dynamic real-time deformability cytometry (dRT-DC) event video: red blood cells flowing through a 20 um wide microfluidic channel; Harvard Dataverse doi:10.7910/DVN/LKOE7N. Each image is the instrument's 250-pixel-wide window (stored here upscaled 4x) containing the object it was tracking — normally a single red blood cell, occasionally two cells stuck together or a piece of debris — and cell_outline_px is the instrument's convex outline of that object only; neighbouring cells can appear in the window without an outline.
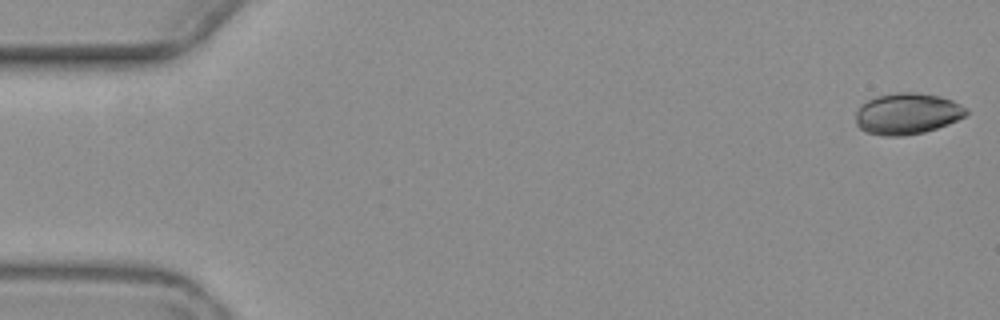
{"species": "common noctule bat (a hibernating species)", "species_latin": "Nyctalus noctula", "temperature_condition": "warm", "stored_images_in_passage": 7, "camera_frame_rate_fps": 3000, "um_per_image_px": 0.085, "animal": {"sex": "female", "body_mass_g": 19.3, "forearm_length_mm": 54.1}, "frame": {"image": 1, "passage_image": 1, "time_ms": 0.0, "image_size_px": [1000, 320], "cell_outline_px": [[968, 112], [964, 116], [948, 124], [924, 132], [904, 136], [884, 136], [864, 132], [856, 124], [856, 112], [868, 100], [876, 96], [896, 92], [916, 92], [940, 96], [952, 100], [968, 108]], "centroid_in_image_um": [77.11, 9.66], "position_along_channel_um": 7.9, "area_um2": 26.59}}
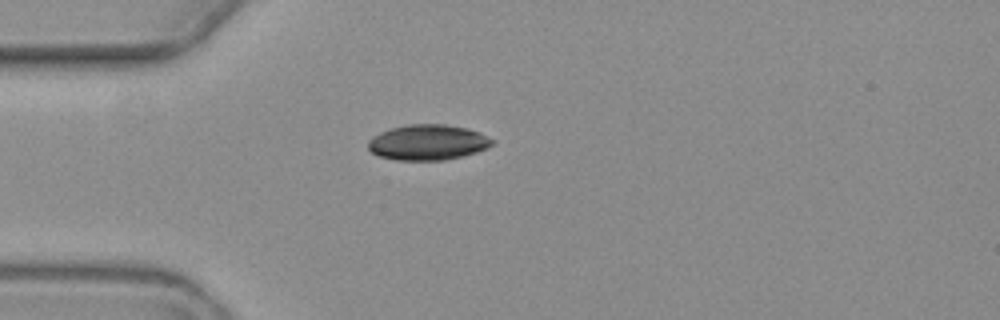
{"frame": {"image": 2, "passage_image": 5, "time_ms": 5.0, "image_size_px": [1000, 320], "cell_outline_px": [[496, 140], [488, 148], [464, 156], [444, 160], [396, 160], [380, 156], [372, 152], [368, 148], [368, 140], [372, 136], [380, 132], [392, 128], [408, 124], [444, 124], [468, 128], [480, 132]], "centroid_in_image_um": [36.39, 12.1], "position_along_channel_um": 48.6, "area_um2": 25.84}}
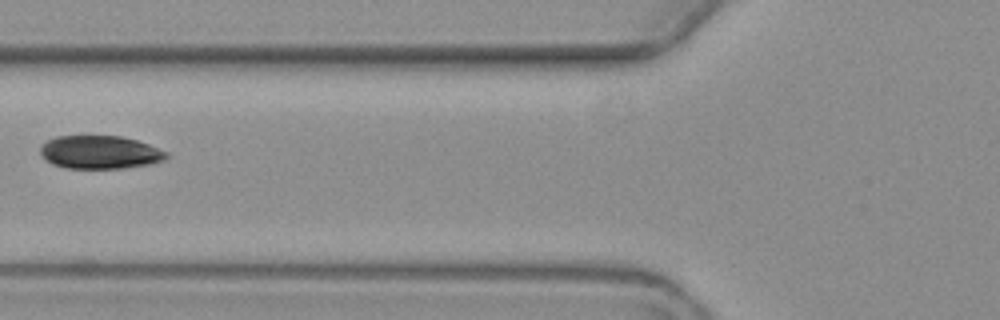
{"frame": {"image": 3, "passage_image": 7, "time_ms": 7.333, "image_size_px": [1000, 320], "cell_outline_px": [[168, 156], [164, 160], [148, 164], [124, 168], [68, 168], [52, 164], [44, 160], [40, 152], [40, 144], [56, 136], [120, 136], [136, 140], [148, 144], [168, 152]], "centroid_in_image_um": [8.46, 12.94], "position_along_channel_um": 117.3, "area_um2": 24.39}}